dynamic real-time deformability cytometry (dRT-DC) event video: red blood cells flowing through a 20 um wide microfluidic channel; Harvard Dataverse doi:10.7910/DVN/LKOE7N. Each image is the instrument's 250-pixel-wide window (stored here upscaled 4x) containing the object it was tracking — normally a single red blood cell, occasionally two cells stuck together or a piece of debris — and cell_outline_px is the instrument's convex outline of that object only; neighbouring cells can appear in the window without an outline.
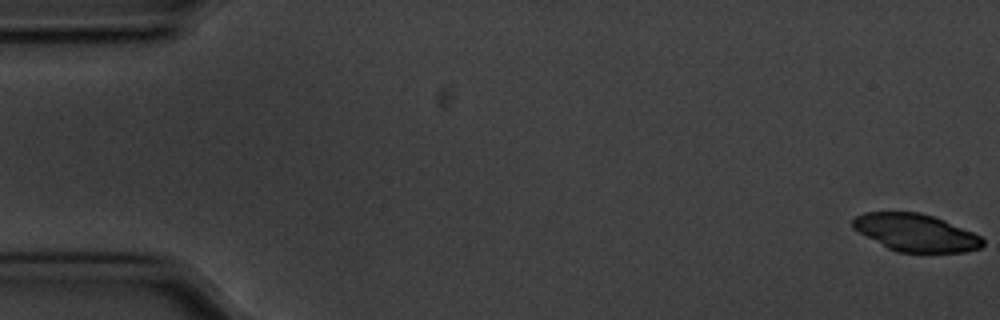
{"species": "common noctule bat (a hibernating species)", "species_latin": "Nyctalus noctula", "temperature_condition": "cold", "stored_images_in_passage": 56, "camera_frame_rate_fps": 3000, "um_per_image_px": 0.085, "animal": {"sex": "male", "body_mass_g": 20.1, "forearm_length_mm": 53.5}, "frame": {"image": 1, "passage_image": 1, "time_ms": 0.0, "image_size_px": [1000, 320], "cell_outline_px": [[984, 244], [980, 248], [964, 252], [896, 252], [888, 248], [852, 228], [852, 220], [856, 216], [864, 212], [920, 212], [944, 220], [972, 232], [980, 236], [984, 240]], "centroid_in_image_um": [77.83, 19.77], "position_along_channel_um": 7.2, "area_um2": 28.15}, "authors_computed_cell_mechanics": {"area_um2": 28.6399, "velocity_mm_per_s": 3.5453, "shape_relaxation_time_tau1_ms": 2.4142, "shape_relaxation_time_tau2_ms": 8.4513, "deformation_change_tau1": 0.0923, "deformation_change_tau2": 0.138}}